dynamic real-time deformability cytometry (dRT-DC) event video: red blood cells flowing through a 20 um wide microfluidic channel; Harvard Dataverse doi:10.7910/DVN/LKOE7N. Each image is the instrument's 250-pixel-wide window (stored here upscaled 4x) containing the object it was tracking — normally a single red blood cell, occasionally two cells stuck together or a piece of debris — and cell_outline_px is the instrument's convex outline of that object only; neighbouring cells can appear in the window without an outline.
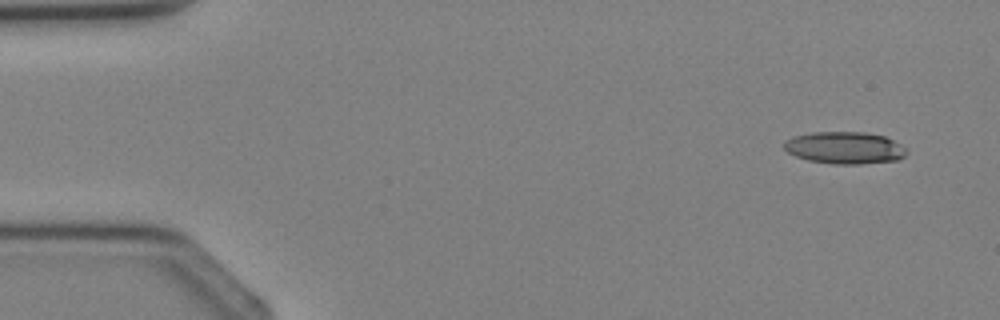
{"species": "Egyptian fruit bat (a non-hibernating species)", "species_latin": "Rousettus aegyptiacus", "temperature_condition": "cold", "stored_images_in_passage": 3, "camera_frame_rate_fps": 3000, "um_per_image_px": 0.085, "animal": {"sex": "female"}, "frame": {"image": 1, "passage_image": 1, "time_ms": 0.0, "image_size_px": [1000, 320], "cell_outline_px": [[908, 152], [900, 160], [860, 164], [836, 164], [808, 160], [796, 156], [788, 152], [784, 148], [784, 140], [792, 136], [812, 132], [864, 132], [884, 136], [908, 148]], "centroid_in_image_um": [71.81, 12.56], "position_along_channel_um": 13.2, "area_um2": 23.06}}
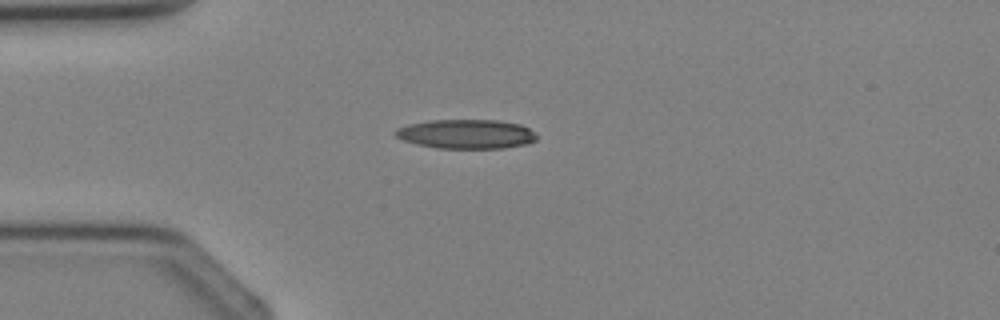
{"frame": {"image": 2, "passage_image": 3, "time_ms": 2.333, "image_size_px": [1000, 320], "cell_outline_px": [[536, 140], [524, 144], [504, 148], [436, 148], [404, 140], [396, 136], [392, 132], [396, 128], [408, 124], [428, 120], [496, 120], [520, 124], [528, 128], [536, 136]], "centroid_in_image_um": [39.59, 11.38], "position_along_channel_um": 45.4, "area_um2": 23.93}}